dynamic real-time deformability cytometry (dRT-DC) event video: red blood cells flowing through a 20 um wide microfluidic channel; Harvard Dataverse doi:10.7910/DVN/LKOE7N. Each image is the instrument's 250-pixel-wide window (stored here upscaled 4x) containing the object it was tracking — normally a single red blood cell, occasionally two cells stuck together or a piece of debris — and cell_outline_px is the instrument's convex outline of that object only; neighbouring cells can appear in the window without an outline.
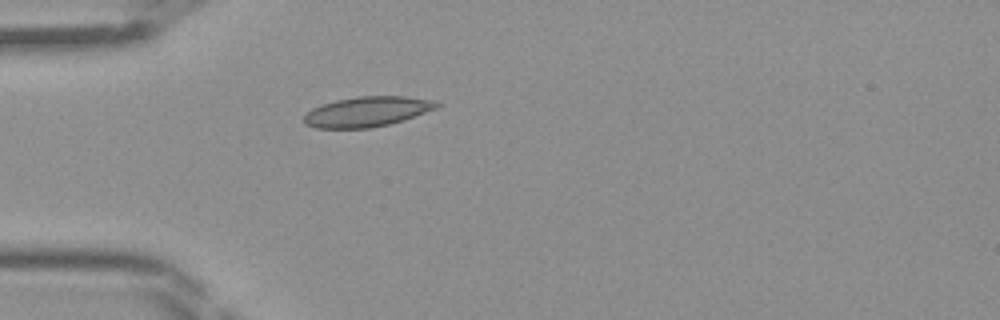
{"species": "Egyptian fruit bat (a non-hibernating species)", "species_latin": "Rousettus aegyptiacus", "temperature_condition": "room temperature", "stored_images_in_passage": 33, "camera_frame_rate_fps": 3000, "um_per_image_px": 0.085, "frame": {"image": 1, "passage_image": 1, "time_ms": 0.0, "image_size_px": [1000, 320], "cell_outline_px": [[440, 108], [404, 120], [388, 124], [368, 128], [316, 128], [304, 124], [304, 116], [312, 108], [336, 100], [356, 96], [404, 96], [436, 100], [440, 104]], "centroid_in_image_um": [31.26, 9.48], "position_along_channel_um": 53.7, "area_um2": 23.41}}
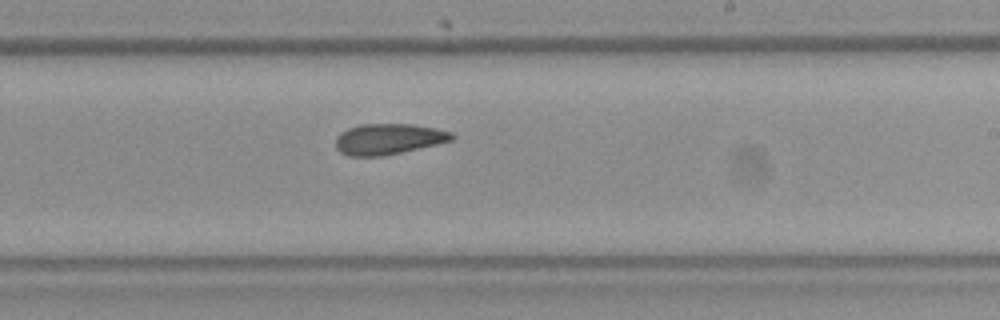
{"frame": {"image": 2, "passage_image": 15, "time_ms": 4.667, "image_size_px": [1000, 320], "cell_outline_px": [[456, 136], [452, 140], [436, 144], [384, 156], [348, 156], [340, 152], [336, 148], [336, 136], [340, 132], [348, 128], [360, 124], [412, 124], [436, 128], [452, 132]], "centroid_in_image_um": [33.0, 11.81], "position_along_channel_um": 256.0, "area_um2": 20.92}}
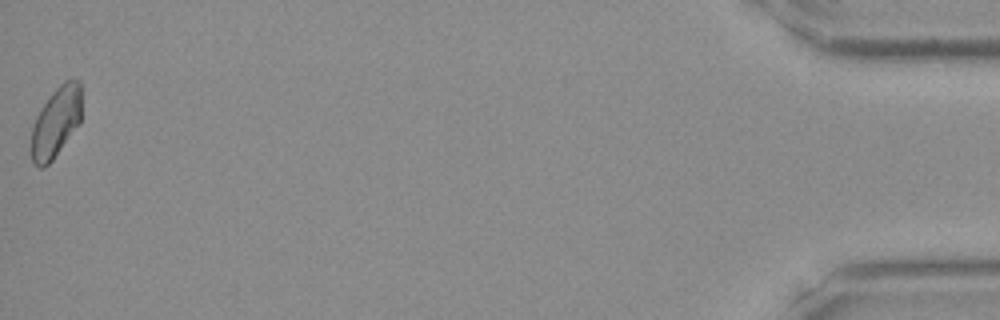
{"frame": {"image": 3, "passage_image": 33, "time_ms": 10.667, "image_size_px": [1000, 320], "cell_outline_px": [[80, 124], [52, 160], [44, 168], [40, 168], [32, 160], [32, 124], [40, 108], [52, 92], [64, 80], [72, 76], [80, 80]], "centroid_in_image_um": [4.77, 10.34], "position_along_channel_um": 430.4, "area_um2": 20.69}}